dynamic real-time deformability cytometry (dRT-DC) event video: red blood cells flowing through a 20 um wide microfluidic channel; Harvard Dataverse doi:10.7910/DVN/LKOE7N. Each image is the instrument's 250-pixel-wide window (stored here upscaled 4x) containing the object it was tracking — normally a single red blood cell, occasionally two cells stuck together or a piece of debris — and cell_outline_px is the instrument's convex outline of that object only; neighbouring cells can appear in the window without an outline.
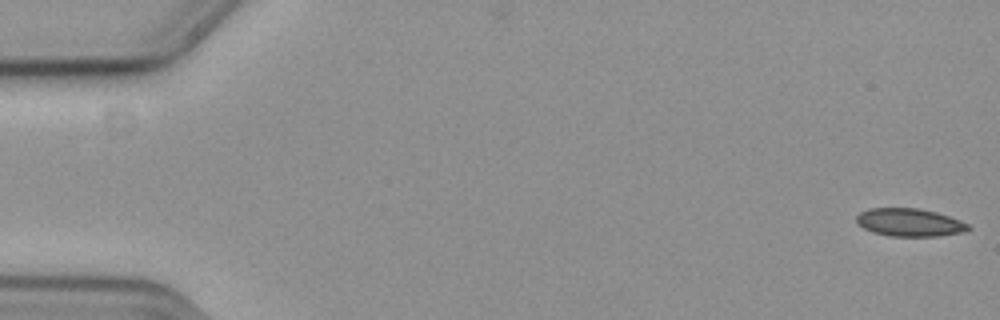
{"species": "common noctule bat (a hibernating species)", "species_latin": "Nyctalus noctula", "temperature_condition": "cold", "stored_images_in_passage": 16, "camera_frame_rate_fps": 3000, "um_per_image_px": 0.085, "animal": {"sex": "female", "body_mass_g": 19.3, "forearm_length_mm": 54.1}, "frame": {"image": 1, "passage_image": 1, "time_ms": 0.0, "image_size_px": [1000, 320], "cell_outline_px": [[972, 228], [964, 232], [940, 236], [888, 236], [872, 232], [864, 228], [856, 220], [856, 216], [860, 212], [868, 208], [916, 208], [936, 212], [960, 220], [968, 224]], "centroid_in_image_um": [77.32, 18.91], "position_along_channel_um": 7.7, "area_um2": 18.21}}
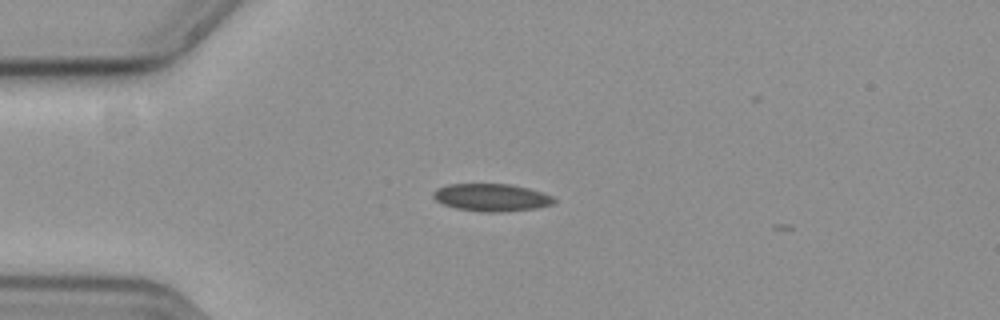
{"frame": {"image": 2, "passage_image": 15, "time_ms": 4.667, "image_size_px": [1000, 320], "cell_outline_px": [[556, 200], [552, 204], [536, 208], [504, 212], [484, 212], [456, 208], [444, 204], [436, 200], [432, 196], [432, 192], [436, 188], [448, 184], [512, 184], [528, 188], [552, 196]], "centroid_in_image_um": [41.75, 16.78], "position_along_channel_um": 43.2, "area_um2": 19.36}}